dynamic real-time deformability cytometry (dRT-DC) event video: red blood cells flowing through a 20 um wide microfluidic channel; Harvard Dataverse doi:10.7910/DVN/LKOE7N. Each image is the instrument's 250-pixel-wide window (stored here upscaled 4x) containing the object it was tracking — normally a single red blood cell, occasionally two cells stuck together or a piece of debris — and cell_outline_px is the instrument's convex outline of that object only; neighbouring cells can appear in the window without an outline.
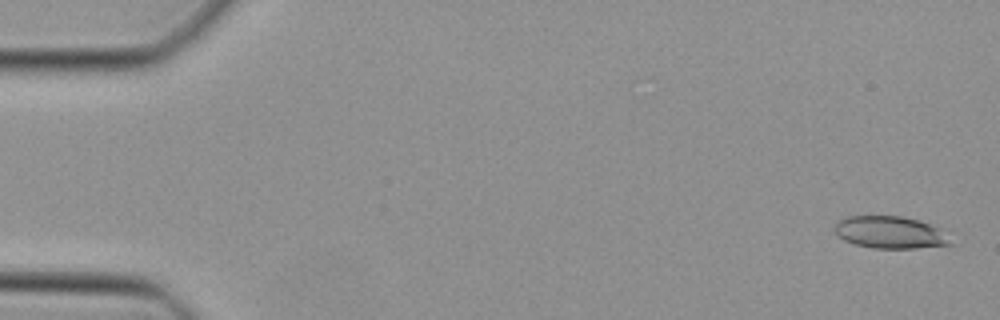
{"species": "Egyptian fruit bat (a non-hibernating species)", "species_latin": "Rousettus aegyptiacus", "temperature_condition": "cold", "stored_images_in_passage": 47, "camera_frame_rate_fps": 3000, "um_per_image_px": 0.085, "animal": {"sex": "female"}, "frame": {"image": 1, "passage_image": 2, "time_ms": 0.333, "image_size_px": [1000, 320], "cell_outline_px": [[952, 244], [916, 248], [872, 248], [856, 244], [844, 240], [832, 228], [836, 220], [848, 216], [900, 216], [916, 220], [940, 228]], "centroid_in_image_um": [75.59, 19.74], "position_along_channel_um": 9.4, "area_um2": 21.5}}
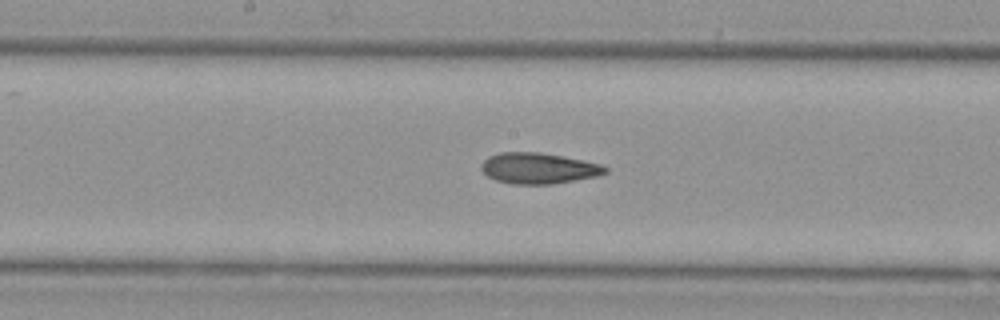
{"frame": {"image": 2, "passage_image": 25, "time_ms": 8.0, "image_size_px": [1000, 320], "cell_outline_px": [[608, 172], [596, 176], [552, 184], [512, 184], [496, 180], [488, 176], [480, 168], [480, 164], [488, 156], [500, 152], [540, 152], [584, 160], [600, 164], [608, 168]], "centroid_in_image_um": [45.75, 14.29], "position_along_channel_um": 202.4, "area_um2": 22.31}}
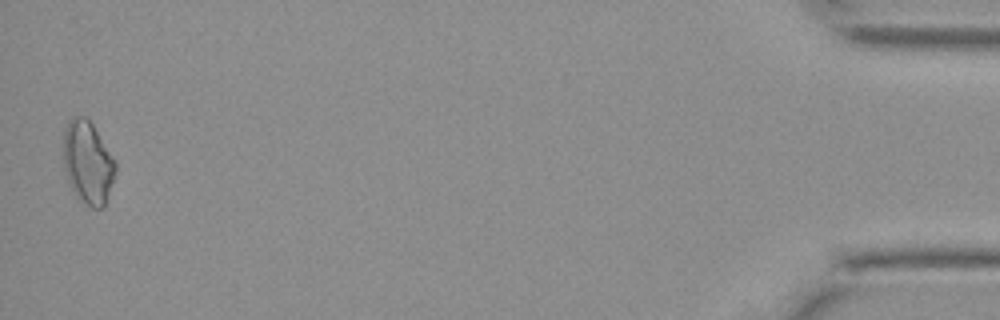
{"frame": {"image": 3, "passage_image": 47, "time_ms": 15.333, "image_size_px": [1000, 320], "cell_outline_px": [[116, 172], [104, 208], [92, 208], [80, 200], [76, 196], [68, 184], [64, 168], [64, 128], [68, 120], [72, 116], [84, 116], [92, 124], [116, 160]], "centroid_in_image_um": [7.46, 13.82], "position_along_channel_um": 427.7, "area_um2": 25.37}}